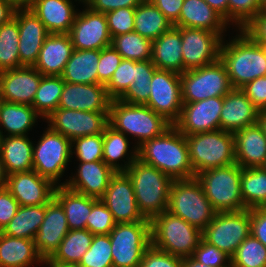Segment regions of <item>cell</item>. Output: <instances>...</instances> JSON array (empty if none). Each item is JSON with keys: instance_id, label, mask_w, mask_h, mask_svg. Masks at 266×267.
Wrapping results in <instances>:
<instances>
[{"instance_id": "1", "label": "cell", "mask_w": 266, "mask_h": 267, "mask_svg": "<svg viewBox=\"0 0 266 267\" xmlns=\"http://www.w3.org/2000/svg\"><path fill=\"white\" fill-rule=\"evenodd\" d=\"M138 159L154 166L173 180L196 176L191 167L186 137L174 125L162 135L139 146Z\"/></svg>"}, {"instance_id": "2", "label": "cell", "mask_w": 266, "mask_h": 267, "mask_svg": "<svg viewBox=\"0 0 266 267\" xmlns=\"http://www.w3.org/2000/svg\"><path fill=\"white\" fill-rule=\"evenodd\" d=\"M232 39L221 42L220 60L224 63L233 89H241L256 78L266 76L263 46L252 41L240 29Z\"/></svg>"}, {"instance_id": "3", "label": "cell", "mask_w": 266, "mask_h": 267, "mask_svg": "<svg viewBox=\"0 0 266 267\" xmlns=\"http://www.w3.org/2000/svg\"><path fill=\"white\" fill-rule=\"evenodd\" d=\"M108 122L111 127L124 133L128 138L132 136L137 148L145 141L162 135L172 126L150 107L129 104L120 99L111 100Z\"/></svg>"}, {"instance_id": "4", "label": "cell", "mask_w": 266, "mask_h": 267, "mask_svg": "<svg viewBox=\"0 0 266 267\" xmlns=\"http://www.w3.org/2000/svg\"><path fill=\"white\" fill-rule=\"evenodd\" d=\"M132 181L135 199L141 214L151 220L167 211L173 179L154 166L136 159L125 172Z\"/></svg>"}, {"instance_id": "5", "label": "cell", "mask_w": 266, "mask_h": 267, "mask_svg": "<svg viewBox=\"0 0 266 267\" xmlns=\"http://www.w3.org/2000/svg\"><path fill=\"white\" fill-rule=\"evenodd\" d=\"M151 245L174 256L193 255L203 239L202 230L164 211L150 220Z\"/></svg>"}, {"instance_id": "6", "label": "cell", "mask_w": 266, "mask_h": 267, "mask_svg": "<svg viewBox=\"0 0 266 267\" xmlns=\"http://www.w3.org/2000/svg\"><path fill=\"white\" fill-rule=\"evenodd\" d=\"M191 167L195 175L208 169L236 163L232 132L216 130L185 135Z\"/></svg>"}, {"instance_id": "7", "label": "cell", "mask_w": 266, "mask_h": 267, "mask_svg": "<svg viewBox=\"0 0 266 267\" xmlns=\"http://www.w3.org/2000/svg\"><path fill=\"white\" fill-rule=\"evenodd\" d=\"M167 211L201 230L217 213L196 177L173 181Z\"/></svg>"}, {"instance_id": "8", "label": "cell", "mask_w": 266, "mask_h": 267, "mask_svg": "<svg viewBox=\"0 0 266 267\" xmlns=\"http://www.w3.org/2000/svg\"><path fill=\"white\" fill-rule=\"evenodd\" d=\"M217 212L244 210L241 196V167L234 163L226 167L208 169L195 176Z\"/></svg>"}, {"instance_id": "9", "label": "cell", "mask_w": 266, "mask_h": 267, "mask_svg": "<svg viewBox=\"0 0 266 267\" xmlns=\"http://www.w3.org/2000/svg\"><path fill=\"white\" fill-rule=\"evenodd\" d=\"M43 131L40 139L35 141L37 144H33V170L54 185L62 186L60 178L70 165L72 141L49 125Z\"/></svg>"}, {"instance_id": "10", "label": "cell", "mask_w": 266, "mask_h": 267, "mask_svg": "<svg viewBox=\"0 0 266 267\" xmlns=\"http://www.w3.org/2000/svg\"><path fill=\"white\" fill-rule=\"evenodd\" d=\"M183 104L213 97H224L233 87L220 58L209 65L180 74Z\"/></svg>"}, {"instance_id": "11", "label": "cell", "mask_w": 266, "mask_h": 267, "mask_svg": "<svg viewBox=\"0 0 266 267\" xmlns=\"http://www.w3.org/2000/svg\"><path fill=\"white\" fill-rule=\"evenodd\" d=\"M109 237L113 267H139L151 245L150 221L116 223Z\"/></svg>"}, {"instance_id": "12", "label": "cell", "mask_w": 266, "mask_h": 267, "mask_svg": "<svg viewBox=\"0 0 266 267\" xmlns=\"http://www.w3.org/2000/svg\"><path fill=\"white\" fill-rule=\"evenodd\" d=\"M250 209L217 212L202 230L203 240L232 257L250 235Z\"/></svg>"}, {"instance_id": "13", "label": "cell", "mask_w": 266, "mask_h": 267, "mask_svg": "<svg viewBox=\"0 0 266 267\" xmlns=\"http://www.w3.org/2000/svg\"><path fill=\"white\" fill-rule=\"evenodd\" d=\"M150 86L149 100L145 105L174 125L183 107L180 74L156 69Z\"/></svg>"}, {"instance_id": "14", "label": "cell", "mask_w": 266, "mask_h": 267, "mask_svg": "<svg viewBox=\"0 0 266 267\" xmlns=\"http://www.w3.org/2000/svg\"><path fill=\"white\" fill-rule=\"evenodd\" d=\"M182 39L183 72L216 62L223 38L203 29L178 27Z\"/></svg>"}, {"instance_id": "15", "label": "cell", "mask_w": 266, "mask_h": 267, "mask_svg": "<svg viewBox=\"0 0 266 267\" xmlns=\"http://www.w3.org/2000/svg\"><path fill=\"white\" fill-rule=\"evenodd\" d=\"M108 114L58 108L45 122L54 131L73 141L79 137L104 133L109 124Z\"/></svg>"}, {"instance_id": "16", "label": "cell", "mask_w": 266, "mask_h": 267, "mask_svg": "<svg viewBox=\"0 0 266 267\" xmlns=\"http://www.w3.org/2000/svg\"><path fill=\"white\" fill-rule=\"evenodd\" d=\"M78 11L69 36L75 50H101L112 44L105 13L92 11L83 4ZM85 7V8H84Z\"/></svg>"}, {"instance_id": "17", "label": "cell", "mask_w": 266, "mask_h": 267, "mask_svg": "<svg viewBox=\"0 0 266 267\" xmlns=\"http://www.w3.org/2000/svg\"><path fill=\"white\" fill-rule=\"evenodd\" d=\"M101 201L110 210L116 223L150 221L139 211L132 181L125 172H117L111 178Z\"/></svg>"}, {"instance_id": "18", "label": "cell", "mask_w": 266, "mask_h": 267, "mask_svg": "<svg viewBox=\"0 0 266 267\" xmlns=\"http://www.w3.org/2000/svg\"><path fill=\"white\" fill-rule=\"evenodd\" d=\"M223 97L183 104L174 126L184 135L220 130Z\"/></svg>"}, {"instance_id": "19", "label": "cell", "mask_w": 266, "mask_h": 267, "mask_svg": "<svg viewBox=\"0 0 266 267\" xmlns=\"http://www.w3.org/2000/svg\"><path fill=\"white\" fill-rule=\"evenodd\" d=\"M42 76L33 66L1 71L0 96L6 102L32 106Z\"/></svg>"}, {"instance_id": "20", "label": "cell", "mask_w": 266, "mask_h": 267, "mask_svg": "<svg viewBox=\"0 0 266 267\" xmlns=\"http://www.w3.org/2000/svg\"><path fill=\"white\" fill-rule=\"evenodd\" d=\"M68 232L64 209L53 197L45 204V218L34 238L35 248L39 256L44 261L49 260Z\"/></svg>"}, {"instance_id": "21", "label": "cell", "mask_w": 266, "mask_h": 267, "mask_svg": "<svg viewBox=\"0 0 266 267\" xmlns=\"http://www.w3.org/2000/svg\"><path fill=\"white\" fill-rule=\"evenodd\" d=\"M55 187L35 170L8 175L6 185L20 206L47 204L54 197Z\"/></svg>"}, {"instance_id": "22", "label": "cell", "mask_w": 266, "mask_h": 267, "mask_svg": "<svg viewBox=\"0 0 266 267\" xmlns=\"http://www.w3.org/2000/svg\"><path fill=\"white\" fill-rule=\"evenodd\" d=\"M78 169L71 173L62 186L82 195L101 199L116 172L103 160L94 162H79Z\"/></svg>"}, {"instance_id": "23", "label": "cell", "mask_w": 266, "mask_h": 267, "mask_svg": "<svg viewBox=\"0 0 266 267\" xmlns=\"http://www.w3.org/2000/svg\"><path fill=\"white\" fill-rule=\"evenodd\" d=\"M111 100L103 84L65 82L58 108L109 113Z\"/></svg>"}, {"instance_id": "24", "label": "cell", "mask_w": 266, "mask_h": 267, "mask_svg": "<svg viewBox=\"0 0 266 267\" xmlns=\"http://www.w3.org/2000/svg\"><path fill=\"white\" fill-rule=\"evenodd\" d=\"M14 18L19 28V58L21 66H34L44 40L50 34L39 18L30 10H16Z\"/></svg>"}, {"instance_id": "25", "label": "cell", "mask_w": 266, "mask_h": 267, "mask_svg": "<svg viewBox=\"0 0 266 267\" xmlns=\"http://www.w3.org/2000/svg\"><path fill=\"white\" fill-rule=\"evenodd\" d=\"M259 111L241 89H232L223 97L220 129L236 132L258 122Z\"/></svg>"}, {"instance_id": "26", "label": "cell", "mask_w": 266, "mask_h": 267, "mask_svg": "<svg viewBox=\"0 0 266 267\" xmlns=\"http://www.w3.org/2000/svg\"><path fill=\"white\" fill-rule=\"evenodd\" d=\"M173 26L215 32L224 39L230 24L205 0H184L179 19Z\"/></svg>"}, {"instance_id": "27", "label": "cell", "mask_w": 266, "mask_h": 267, "mask_svg": "<svg viewBox=\"0 0 266 267\" xmlns=\"http://www.w3.org/2000/svg\"><path fill=\"white\" fill-rule=\"evenodd\" d=\"M78 3L84 4V0ZM73 0H36L30 10L44 24L49 33L68 34L78 9Z\"/></svg>"}, {"instance_id": "28", "label": "cell", "mask_w": 266, "mask_h": 267, "mask_svg": "<svg viewBox=\"0 0 266 267\" xmlns=\"http://www.w3.org/2000/svg\"><path fill=\"white\" fill-rule=\"evenodd\" d=\"M73 50L69 34L50 33L33 67L43 76H61Z\"/></svg>"}, {"instance_id": "29", "label": "cell", "mask_w": 266, "mask_h": 267, "mask_svg": "<svg viewBox=\"0 0 266 267\" xmlns=\"http://www.w3.org/2000/svg\"><path fill=\"white\" fill-rule=\"evenodd\" d=\"M233 134L236 163L241 168L262 167L266 162V136L258 122Z\"/></svg>"}, {"instance_id": "30", "label": "cell", "mask_w": 266, "mask_h": 267, "mask_svg": "<svg viewBox=\"0 0 266 267\" xmlns=\"http://www.w3.org/2000/svg\"><path fill=\"white\" fill-rule=\"evenodd\" d=\"M151 62L157 69L183 73L182 39L179 28L172 26L153 41Z\"/></svg>"}, {"instance_id": "31", "label": "cell", "mask_w": 266, "mask_h": 267, "mask_svg": "<svg viewBox=\"0 0 266 267\" xmlns=\"http://www.w3.org/2000/svg\"><path fill=\"white\" fill-rule=\"evenodd\" d=\"M129 139L124 133L117 131L109 124L104 130L103 161L116 173L126 172L138 158V148L136 146L130 148ZM121 161L124 163L122 164Z\"/></svg>"}, {"instance_id": "32", "label": "cell", "mask_w": 266, "mask_h": 267, "mask_svg": "<svg viewBox=\"0 0 266 267\" xmlns=\"http://www.w3.org/2000/svg\"><path fill=\"white\" fill-rule=\"evenodd\" d=\"M34 240L4 235L0 232V267H31L43 264Z\"/></svg>"}, {"instance_id": "33", "label": "cell", "mask_w": 266, "mask_h": 267, "mask_svg": "<svg viewBox=\"0 0 266 267\" xmlns=\"http://www.w3.org/2000/svg\"><path fill=\"white\" fill-rule=\"evenodd\" d=\"M28 135L3 136L0 154L7 175L33 170V143Z\"/></svg>"}, {"instance_id": "34", "label": "cell", "mask_w": 266, "mask_h": 267, "mask_svg": "<svg viewBox=\"0 0 266 267\" xmlns=\"http://www.w3.org/2000/svg\"><path fill=\"white\" fill-rule=\"evenodd\" d=\"M38 118L42 117L31 105L3 101L0 106V131L3 136L28 135Z\"/></svg>"}, {"instance_id": "35", "label": "cell", "mask_w": 266, "mask_h": 267, "mask_svg": "<svg viewBox=\"0 0 266 267\" xmlns=\"http://www.w3.org/2000/svg\"><path fill=\"white\" fill-rule=\"evenodd\" d=\"M100 50H73L61 75L64 82L101 84L97 80Z\"/></svg>"}, {"instance_id": "36", "label": "cell", "mask_w": 266, "mask_h": 267, "mask_svg": "<svg viewBox=\"0 0 266 267\" xmlns=\"http://www.w3.org/2000/svg\"><path fill=\"white\" fill-rule=\"evenodd\" d=\"M54 198L64 209L69 230L86 229V221L92 210V197L74 192L66 186H56Z\"/></svg>"}, {"instance_id": "37", "label": "cell", "mask_w": 266, "mask_h": 267, "mask_svg": "<svg viewBox=\"0 0 266 267\" xmlns=\"http://www.w3.org/2000/svg\"><path fill=\"white\" fill-rule=\"evenodd\" d=\"M93 236L88 229L69 230L49 261L60 266L77 267L91 246Z\"/></svg>"}, {"instance_id": "38", "label": "cell", "mask_w": 266, "mask_h": 267, "mask_svg": "<svg viewBox=\"0 0 266 267\" xmlns=\"http://www.w3.org/2000/svg\"><path fill=\"white\" fill-rule=\"evenodd\" d=\"M173 24L148 0H143L135 8L134 32L154 41L168 31Z\"/></svg>"}, {"instance_id": "39", "label": "cell", "mask_w": 266, "mask_h": 267, "mask_svg": "<svg viewBox=\"0 0 266 267\" xmlns=\"http://www.w3.org/2000/svg\"><path fill=\"white\" fill-rule=\"evenodd\" d=\"M45 218V205L20 206L2 234L34 240Z\"/></svg>"}, {"instance_id": "40", "label": "cell", "mask_w": 266, "mask_h": 267, "mask_svg": "<svg viewBox=\"0 0 266 267\" xmlns=\"http://www.w3.org/2000/svg\"><path fill=\"white\" fill-rule=\"evenodd\" d=\"M240 188L246 209L266 207V170L263 167L241 168Z\"/></svg>"}, {"instance_id": "41", "label": "cell", "mask_w": 266, "mask_h": 267, "mask_svg": "<svg viewBox=\"0 0 266 267\" xmlns=\"http://www.w3.org/2000/svg\"><path fill=\"white\" fill-rule=\"evenodd\" d=\"M64 84L61 76H42L32 104L42 120L58 109Z\"/></svg>"}, {"instance_id": "42", "label": "cell", "mask_w": 266, "mask_h": 267, "mask_svg": "<svg viewBox=\"0 0 266 267\" xmlns=\"http://www.w3.org/2000/svg\"><path fill=\"white\" fill-rule=\"evenodd\" d=\"M135 69V81L119 99L129 104L145 105L151 92V78L157 67L151 60H146L135 61Z\"/></svg>"}, {"instance_id": "43", "label": "cell", "mask_w": 266, "mask_h": 267, "mask_svg": "<svg viewBox=\"0 0 266 267\" xmlns=\"http://www.w3.org/2000/svg\"><path fill=\"white\" fill-rule=\"evenodd\" d=\"M18 21L0 25V72L20 67Z\"/></svg>"}, {"instance_id": "44", "label": "cell", "mask_w": 266, "mask_h": 267, "mask_svg": "<svg viewBox=\"0 0 266 267\" xmlns=\"http://www.w3.org/2000/svg\"><path fill=\"white\" fill-rule=\"evenodd\" d=\"M152 43V40L133 31L113 37L111 45L123 59L146 61L151 60Z\"/></svg>"}, {"instance_id": "45", "label": "cell", "mask_w": 266, "mask_h": 267, "mask_svg": "<svg viewBox=\"0 0 266 267\" xmlns=\"http://www.w3.org/2000/svg\"><path fill=\"white\" fill-rule=\"evenodd\" d=\"M231 267H266V247L250 234L231 257Z\"/></svg>"}, {"instance_id": "46", "label": "cell", "mask_w": 266, "mask_h": 267, "mask_svg": "<svg viewBox=\"0 0 266 267\" xmlns=\"http://www.w3.org/2000/svg\"><path fill=\"white\" fill-rule=\"evenodd\" d=\"M109 234L94 235L77 267H113Z\"/></svg>"}, {"instance_id": "47", "label": "cell", "mask_w": 266, "mask_h": 267, "mask_svg": "<svg viewBox=\"0 0 266 267\" xmlns=\"http://www.w3.org/2000/svg\"><path fill=\"white\" fill-rule=\"evenodd\" d=\"M72 158L79 162L103 160V133L76 138L72 141Z\"/></svg>"}, {"instance_id": "48", "label": "cell", "mask_w": 266, "mask_h": 267, "mask_svg": "<svg viewBox=\"0 0 266 267\" xmlns=\"http://www.w3.org/2000/svg\"><path fill=\"white\" fill-rule=\"evenodd\" d=\"M135 75V61L123 59L105 85L108 96L112 100L119 99L135 81Z\"/></svg>"}, {"instance_id": "49", "label": "cell", "mask_w": 266, "mask_h": 267, "mask_svg": "<svg viewBox=\"0 0 266 267\" xmlns=\"http://www.w3.org/2000/svg\"><path fill=\"white\" fill-rule=\"evenodd\" d=\"M115 225L112 213L101 199L92 198V210L86 221V229L93 235L109 234Z\"/></svg>"}, {"instance_id": "50", "label": "cell", "mask_w": 266, "mask_h": 267, "mask_svg": "<svg viewBox=\"0 0 266 267\" xmlns=\"http://www.w3.org/2000/svg\"><path fill=\"white\" fill-rule=\"evenodd\" d=\"M260 11L258 0H228V23L239 30Z\"/></svg>"}, {"instance_id": "51", "label": "cell", "mask_w": 266, "mask_h": 267, "mask_svg": "<svg viewBox=\"0 0 266 267\" xmlns=\"http://www.w3.org/2000/svg\"><path fill=\"white\" fill-rule=\"evenodd\" d=\"M105 15L111 38L134 31L135 8H118Z\"/></svg>"}, {"instance_id": "52", "label": "cell", "mask_w": 266, "mask_h": 267, "mask_svg": "<svg viewBox=\"0 0 266 267\" xmlns=\"http://www.w3.org/2000/svg\"><path fill=\"white\" fill-rule=\"evenodd\" d=\"M192 257L210 267H231V257L203 239L194 250Z\"/></svg>"}, {"instance_id": "53", "label": "cell", "mask_w": 266, "mask_h": 267, "mask_svg": "<svg viewBox=\"0 0 266 267\" xmlns=\"http://www.w3.org/2000/svg\"><path fill=\"white\" fill-rule=\"evenodd\" d=\"M122 56L111 45L100 50V58L97 72V80L106 85L113 73L116 71L121 61Z\"/></svg>"}, {"instance_id": "54", "label": "cell", "mask_w": 266, "mask_h": 267, "mask_svg": "<svg viewBox=\"0 0 266 267\" xmlns=\"http://www.w3.org/2000/svg\"><path fill=\"white\" fill-rule=\"evenodd\" d=\"M139 267H182V258L150 245L145 250Z\"/></svg>"}, {"instance_id": "55", "label": "cell", "mask_w": 266, "mask_h": 267, "mask_svg": "<svg viewBox=\"0 0 266 267\" xmlns=\"http://www.w3.org/2000/svg\"><path fill=\"white\" fill-rule=\"evenodd\" d=\"M240 30L260 46H266V10L258 12Z\"/></svg>"}, {"instance_id": "56", "label": "cell", "mask_w": 266, "mask_h": 267, "mask_svg": "<svg viewBox=\"0 0 266 267\" xmlns=\"http://www.w3.org/2000/svg\"><path fill=\"white\" fill-rule=\"evenodd\" d=\"M241 90L259 112L266 110V76L252 80L242 87Z\"/></svg>"}, {"instance_id": "57", "label": "cell", "mask_w": 266, "mask_h": 267, "mask_svg": "<svg viewBox=\"0 0 266 267\" xmlns=\"http://www.w3.org/2000/svg\"><path fill=\"white\" fill-rule=\"evenodd\" d=\"M20 204L4 187L0 188V232L10 222L18 211Z\"/></svg>"}, {"instance_id": "58", "label": "cell", "mask_w": 266, "mask_h": 267, "mask_svg": "<svg viewBox=\"0 0 266 267\" xmlns=\"http://www.w3.org/2000/svg\"><path fill=\"white\" fill-rule=\"evenodd\" d=\"M143 0H84V4L92 11L108 13L118 8H136Z\"/></svg>"}, {"instance_id": "59", "label": "cell", "mask_w": 266, "mask_h": 267, "mask_svg": "<svg viewBox=\"0 0 266 267\" xmlns=\"http://www.w3.org/2000/svg\"><path fill=\"white\" fill-rule=\"evenodd\" d=\"M250 234L266 247V207L250 209Z\"/></svg>"}, {"instance_id": "60", "label": "cell", "mask_w": 266, "mask_h": 267, "mask_svg": "<svg viewBox=\"0 0 266 267\" xmlns=\"http://www.w3.org/2000/svg\"><path fill=\"white\" fill-rule=\"evenodd\" d=\"M155 5L165 17L174 25L180 16L184 0H148Z\"/></svg>"}, {"instance_id": "61", "label": "cell", "mask_w": 266, "mask_h": 267, "mask_svg": "<svg viewBox=\"0 0 266 267\" xmlns=\"http://www.w3.org/2000/svg\"><path fill=\"white\" fill-rule=\"evenodd\" d=\"M14 9L6 0H0V25L9 22L14 18Z\"/></svg>"}, {"instance_id": "62", "label": "cell", "mask_w": 266, "mask_h": 267, "mask_svg": "<svg viewBox=\"0 0 266 267\" xmlns=\"http://www.w3.org/2000/svg\"><path fill=\"white\" fill-rule=\"evenodd\" d=\"M228 22V0H205Z\"/></svg>"}, {"instance_id": "63", "label": "cell", "mask_w": 266, "mask_h": 267, "mask_svg": "<svg viewBox=\"0 0 266 267\" xmlns=\"http://www.w3.org/2000/svg\"><path fill=\"white\" fill-rule=\"evenodd\" d=\"M16 10L30 9L36 0H6Z\"/></svg>"}, {"instance_id": "64", "label": "cell", "mask_w": 266, "mask_h": 267, "mask_svg": "<svg viewBox=\"0 0 266 267\" xmlns=\"http://www.w3.org/2000/svg\"><path fill=\"white\" fill-rule=\"evenodd\" d=\"M182 267H210L205 264L199 263L192 256L182 258Z\"/></svg>"}, {"instance_id": "65", "label": "cell", "mask_w": 266, "mask_h": 267, "mask_svg": "<svg viewBox=\"0 0 266 267\" xmlns=\"http://www.w3.org/2000/svg\"><path fill=\"white\" fill-rule=\"evenodd\" d=\"M7 178H8V175L6 173L4 163L2 161L1 154H0V188L6 187Z\"/></svg>"}, {"instance_id": "66", "label": "cell", "mask_w": 266, "mask_h": 267, "mask_svg": "<svg viewBox=\"0 0 266 267\" xmlns=\"http://www.w3.org/2000/svg\"><path fill=\"white\" fill-rule=\"evenodd\" d=\"M258 124L261 126L265 136H266V110L259 112Z\"/></svg>"}, {"instance_id": "67", "label": "cell", "mask_w": 266, "mask_h": 267, "mask_svg": "<svg viewBox=\"0 0 266 267\" xmlns=\"http://www.w3.org/2000/svg\"><path fill=\"white\" fill-rule=\"evenodd\" d=\"M42 265H45L46 267H71V266H60L51 263L49 260H45Z\"/></svg>"}, {"instance_id": "68", "label": "cell", "mask_w": 266, "mask_h": 267, "mask_svg": "<svg viewBox=\"0 0 266 267\" xmlns=\"http://www.w3.org/2000/svg\"><path fill=\"white\" fill-rule=\"evenodd\" d=\"M261 10H266V0H258Z\"/></svg>"}, {"instance_id": "69", "label": "cell", "mask_w": 266, "mask_h": 267, "mask_svg": "<svg viewBox=\"0 0 266 267\" xmlns=\"http://www.w3.org/2000/svg\"><path fill=\"white\" fill-rule=\"evenodd\" d=\"M2 139H3V135H2V132L0 131V149H1Z\"/></svg>"}, {"instance_id": "70", "label": "cell", "mask_w": 266, "mask_h": 267, "mask_svg": "<svg viewBox=\"0 0 266 267\" xmlns=\"http://www.w3.org/2000/svg\"><path fill=\"white\" fill-rule=\"evenodd\" d=\"M2 102H3V99H2V97L0 96V106H1Z\"/></svg>"}, {"instance_id": "71", "label": "cell", "mask_w": 266, "mask_h": 267, "mask_svg": "<svg viewBox=\"0 0 266 267\" xmlns=\"http://www.w3.org/2000/svg\"><path fill=\"white\" fill-rule=\"evenodd\" d=\"M262 167L266 170V162H265V164Z\"/></svg>"}]
</instances>
